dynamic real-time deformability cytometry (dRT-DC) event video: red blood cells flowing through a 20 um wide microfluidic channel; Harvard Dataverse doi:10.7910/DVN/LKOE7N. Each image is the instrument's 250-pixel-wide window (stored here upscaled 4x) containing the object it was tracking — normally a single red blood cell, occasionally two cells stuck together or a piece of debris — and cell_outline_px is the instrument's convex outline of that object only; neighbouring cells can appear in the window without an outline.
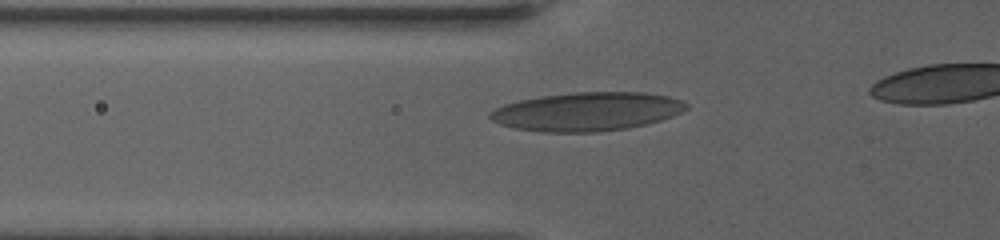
{"species": "human", "species_latin": "Homo sapiens", "temperature_condition": "warm", "stored_images_in_passage": 9, "segment_of_instrument_passage": [1, 2], "camera_frame_rate_fps": 3000, "um_per_image_px": 0.085, "donor": {"sex": "female"}, "frame": {"image": 1, "passage_image": 3, "time_ms": 2.0, "image_size_px": [1000, 240], "cell_outline_px": [[688, 108], [672, 116], [660, 120], [628, 128], [596, 132], [544, 132], [512, 128], [500, 124], [492, 120], [488, 116], [488, 112], [504, 104], [520, 100], [540, 96], [572, 92], [644, 92], [668, 96], [684, 100], [688, 104]], "centroid_in_image_um": [49.88, 9.48], "position_along_channel_um": 75.9, "area_um2": 44.33}}
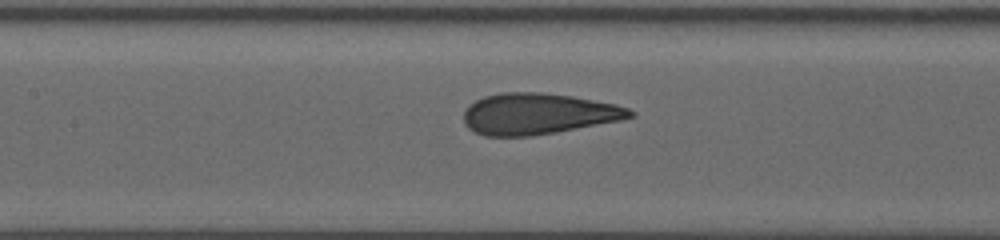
{"frame": {"image": 2, "passage_image": 6, "time_ms": 4.667, "image_size_px": [1000, 240], "cell_outline_px": [[636, 116], [620, 120], [556, 132], [532, 136], [484, 136], [468, 128], [464, 124], [464, 108], [468, 104], [484, 96], [500, 92], [540, 92], [572, 96], [616, 104], [628, 108], [636, 112]], "centroid_in_image_um": [45.71, 9.67], "position_along_channel_um": 161.7, "area_um2": 40.06}}
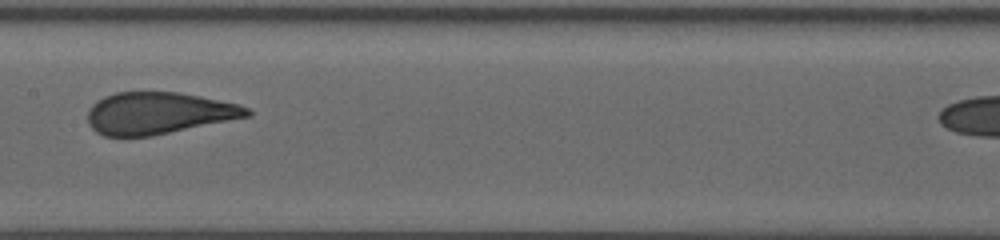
{"frame": {"image": 3, "passage_image": 7, "time_ms": 5.667, "image_size_px": [1000, 240], "cell_outline_px": [[252, 116], [152, 136], [104, 136], [96, 132], [88, 124], [88, 108], [96, 100], [104, 96], [116, 92], [180, 92], [240, 104], [248, 108], [252, 112]], "centroid_in_image_um": [13.48, 9.61], "position_along_channel_um": 193.9, "area_um2": 39.19}}